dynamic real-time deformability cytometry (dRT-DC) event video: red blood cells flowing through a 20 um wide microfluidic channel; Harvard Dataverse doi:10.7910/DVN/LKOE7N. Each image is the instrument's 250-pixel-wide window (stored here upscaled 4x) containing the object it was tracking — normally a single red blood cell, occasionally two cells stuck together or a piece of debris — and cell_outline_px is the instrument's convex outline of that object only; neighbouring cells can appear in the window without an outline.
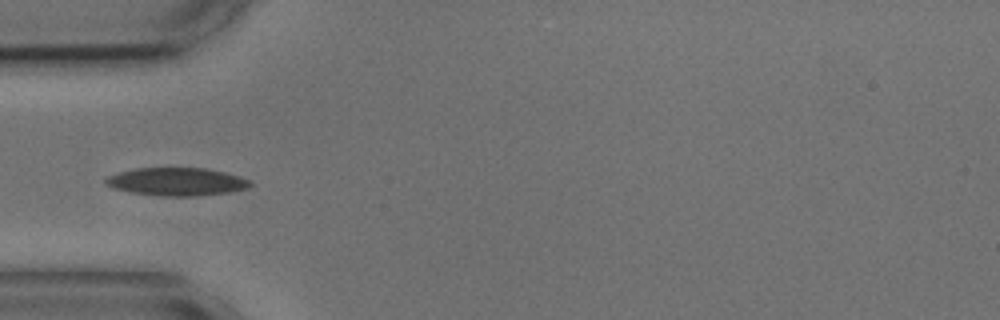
{"species": "common noctule bat (a hibernating species)", "species_latin": "Nyctalus noctula", "temperature_condition": "cold", "stored_images_in_passage": 5, "camera_frame_rate_fps": 3000, "um_per_image_px": 0.085, "animal": {"sex": "male", "body_mass_g": 17.9, "forearm_length_mm": 54.2}, "frame": {"image": 1, "passage_image": 1, "time_ms": 0.0, "image_size_px": [1000, 320], "cell_outline_px": [[252, 184], [248, 188], [228, 192], [196, 196], [160, 196], [132, 192], [116, 188], [104, 184], [104, 180], [108, 176], [116, 172], [136, 168], [204, 168], [224, 172], [248, 180]], "centroid_in_image_um": [14.97, 15.44], "position_along_channel_um": 70.0, "area_um2": 23.35}}